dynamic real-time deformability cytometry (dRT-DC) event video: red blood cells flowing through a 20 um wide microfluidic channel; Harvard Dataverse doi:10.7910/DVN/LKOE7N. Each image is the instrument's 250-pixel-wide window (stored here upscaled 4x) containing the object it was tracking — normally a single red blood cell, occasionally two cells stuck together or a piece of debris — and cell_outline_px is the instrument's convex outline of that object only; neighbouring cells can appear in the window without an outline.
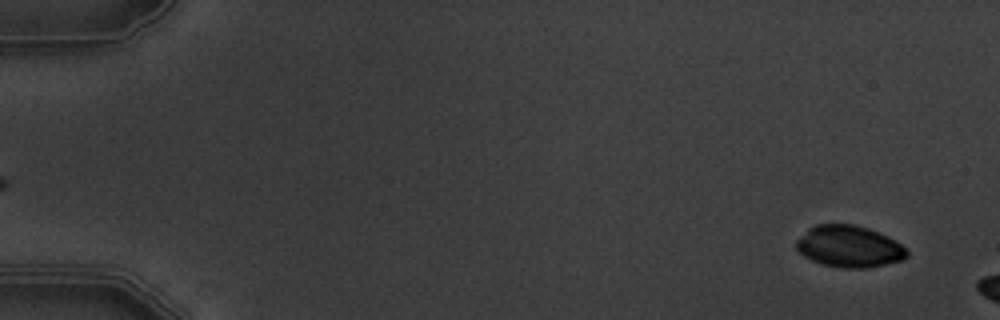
{"species": "common noctule bat (a hibernating species)", "species_latin": "Nyctalus noctula", "temperature_condition": "warm", "stored_images_in_passage": 4, "camera_frame_rate_fps": 3000, "um_per_image_px": 0.085, "animal": {"sex": "male", "body_mass_g": 19.5, "forearm_length_mm": 54.6}, "frame": {"image": 1, "passage_image": 4, "time_ms": 3.667, "image_size_px": [1000, 320], "cell_outline_px": [[908, 256], [904, 260], [868, 268], [844, 268], [824, 264], [812, 260], [804, 256], [796, 248], [796, 240], [808, 228], [816, 224], [852, 224], [868, 228], [888, 236], [896, 240], [908, 252]], "centroid_in_image_um": [72.19, 20.94], "position_along_channel_um": 12.8, "area_um2": 26.88}}